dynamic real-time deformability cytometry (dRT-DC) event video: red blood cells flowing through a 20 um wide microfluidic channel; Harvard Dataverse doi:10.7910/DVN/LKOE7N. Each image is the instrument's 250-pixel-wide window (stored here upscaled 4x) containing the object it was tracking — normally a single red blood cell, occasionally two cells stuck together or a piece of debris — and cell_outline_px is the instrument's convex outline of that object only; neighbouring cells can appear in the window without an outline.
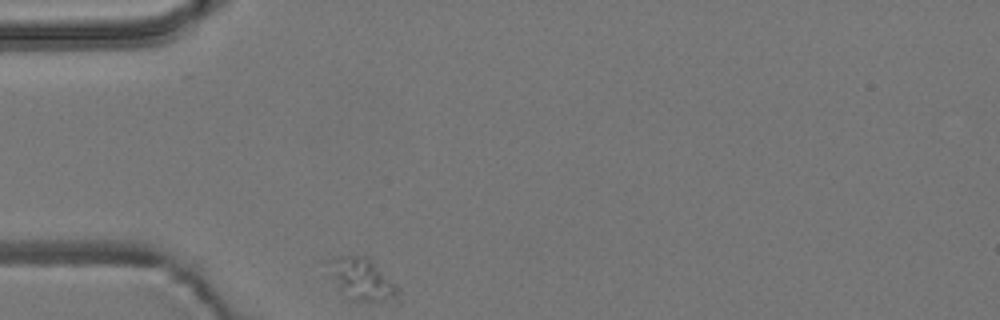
{"species": "common noctule bat (a hibernating species)", "species_latin": "Nyctalus noctula", "temperature_condition": "room temperature", "stored_images_in_passage": 1, "camera_frame_rate_fps": 3000, "um_per_image_px": 0.085, "animal": {"sex": "male", "body_mass_g": 19.2, "forearm_length_mm": 51.8}, "frame": {"image": 1, "passage_image": 1, "time_ms": 0.0, "image_size_px": [1000, 320], "cell_outline_px": [[400, 304], [352, 300], [340, 288], [320, 260], [340, 256], [368, 256], [400, 288]], "centroid_in_image_um": [30.82, 23.75], "position_along_channel_um": 54.2, "area_um2": 17.86}}